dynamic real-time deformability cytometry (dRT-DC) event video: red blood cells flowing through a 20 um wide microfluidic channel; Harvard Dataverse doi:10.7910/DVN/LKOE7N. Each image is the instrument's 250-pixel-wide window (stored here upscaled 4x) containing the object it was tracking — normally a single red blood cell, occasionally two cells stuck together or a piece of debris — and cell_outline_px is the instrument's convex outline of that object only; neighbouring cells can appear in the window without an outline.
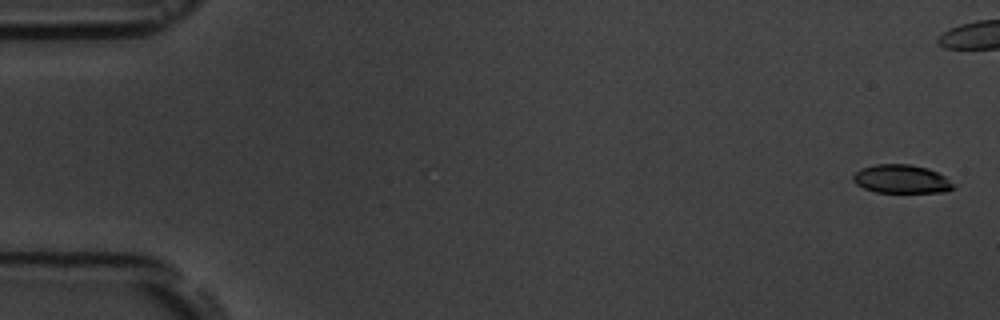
{"species": "common noctule bat (a hibernating species)", "species_latin": "Nyctalus noctula", "temperature_condition": "room temperature", "stored_images_in_passage": 17, "camera_frame_rate_fps": 3000, "um_per_image_px": 0.085, "animal": {"sex": "male", "body_mass_g": 19.5, "forearm_length_mm": 54.6}, "frame": {"image": 1, "passage_image": 1, "time_ms": 0.0, "image_size_px": [1000, 320], "cell_outline_px": [[956, 188], [944, 192], [876, 192], [864, 188], [856, 184], [852, 180], [852, 176], [860, 168], [876, 164], [908, 164], [928, 168], [944, 176]], "centroid_in_image_um": [76.59, 15.21], "position_along_channel_um": 8.4, "area_um2": 16.59}}
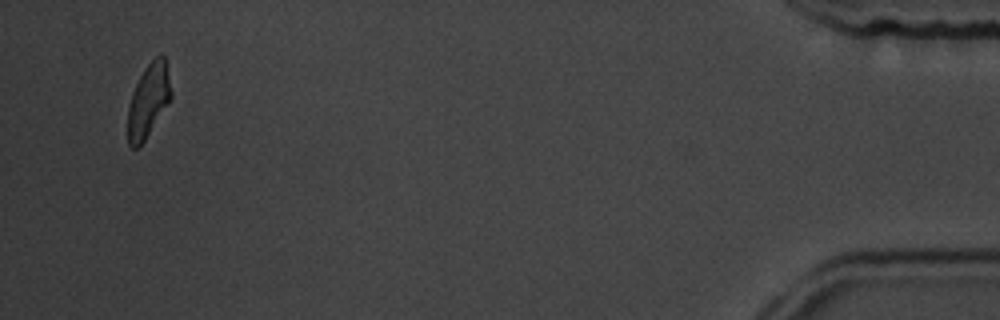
{"frame": {"image": 2, "passage_image": 17, "time_ms": 19.0, "image_size_px": [1000, 320], "cell_outline_px": [[172, 96], [140, 148], [132, 148], [128, 144], [128, 104], [132, 92], [144, 68], [160, 52], [164, 56], [172, 92]], "centroid_in_image_um": [12.6, 8.56], "position_along_channel_um": 422.6, "area_um2": 18.44}, "authors_computed_cell_mechanics": {"area_um2": 18.6116, "velocity_mm_per_s": 3.6783, "shape_relaxation_time_tau1_ms": 3.2968, "shape_relaxation_time_tau2_ms": null, "deformation_change_tau1": 0.0959, "deformation_change_tau2": null}}